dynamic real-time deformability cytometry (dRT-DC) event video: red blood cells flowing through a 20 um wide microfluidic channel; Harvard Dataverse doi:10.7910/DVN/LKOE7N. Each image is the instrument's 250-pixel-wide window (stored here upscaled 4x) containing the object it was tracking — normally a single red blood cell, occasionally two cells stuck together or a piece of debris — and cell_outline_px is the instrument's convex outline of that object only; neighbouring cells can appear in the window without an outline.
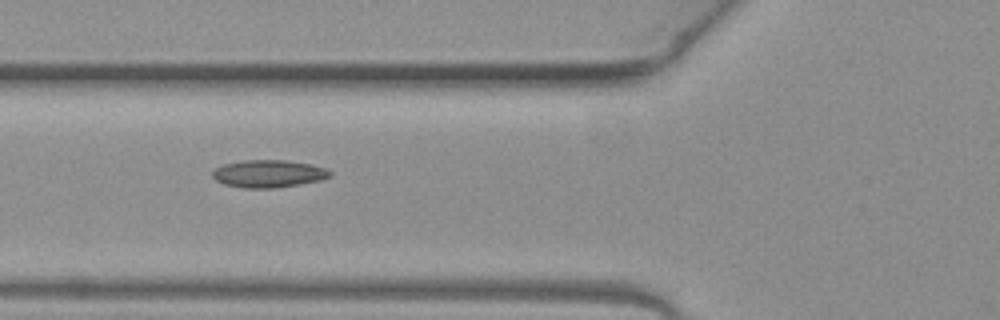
{"species": "common noctule bat (a hibernating species)", "species_latin": "Nyctalus noctula", "temperature_condition": "warm", "stored_images_in_passage": 3, "camera_frame_rate_fps": 3000, "um_per_image_px": 0.085, "animal": {"sex": "female", "body_mass_g": 19.3, "forearm_length_mm": 54.1}, "frame": {"image": 1, "passage_image": 2, "time_ms": 0.333, "image_size_px": [1000, 320], "cell_outline_px": [[332, 176], [320, 180], [300, 184], [272, 188], [244, 188], [224, 184], [216, 180], [212, 176], [212, 172], [216, 168], [224, 164], [244, 160], [288, 160], [312, 164], [324, 168], [332, 172]], "centroid_in_image_um": [22.84, 14.76], "position_along_channel_um": 103.0, "area_um2": 18.84}}
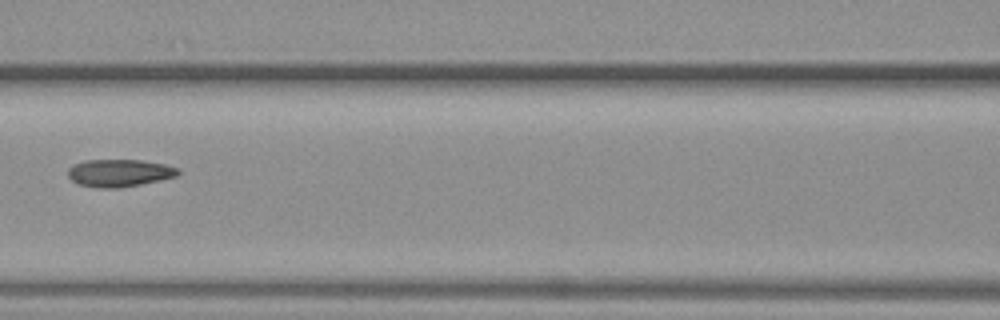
{"frame": {"image": 2, "passage_image": 3, "time_ms": 0.667, "image_size_px": [1000, 320], "cell_outline_px": [[180, 172], [176, 176], [160, 180], [120, 188], [100, 188], [76, 184], [68, 176], [68, 168], [84, 160], [140, 160], [164, 164], [180, 168]], "centroid_in_image_um": [10.14, 14.7], "position_along_channel_um": 156.5, "area_um2": 17.63}}